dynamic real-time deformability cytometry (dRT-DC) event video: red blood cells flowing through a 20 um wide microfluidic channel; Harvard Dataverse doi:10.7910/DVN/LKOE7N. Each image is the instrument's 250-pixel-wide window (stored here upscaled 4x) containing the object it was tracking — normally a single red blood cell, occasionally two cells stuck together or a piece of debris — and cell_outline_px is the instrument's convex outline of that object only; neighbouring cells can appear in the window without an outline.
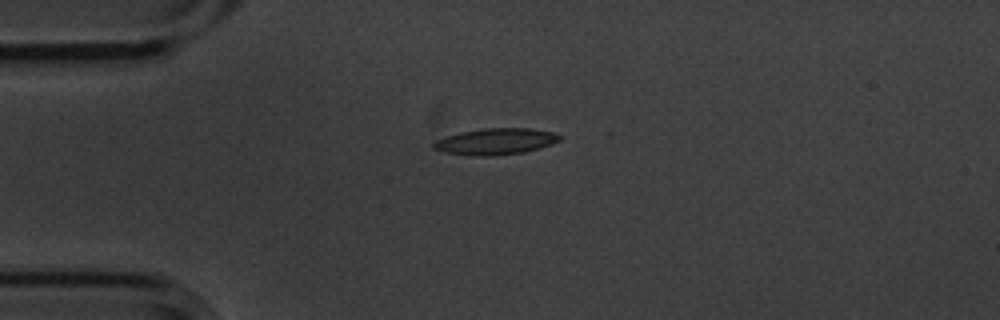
{"species": "common noctule bat (a hibernating species)", "species_latin": "Nyctalus noctula", "temperature_condition": "cold", "stored_images_in_passage": 7, "camera_frame_rate_fps": 3000, "um_per_image_px": 0.085, "animal": {"sex": "male", "body_mass_g": 20.1, "forearm_length_mm": 53.5}, "frame": {"image": 1, "passage_image": 4, "time_ms": 1.0, "image_size_px": [1000, 320], "cell_outline_px": [[560, 140], [552, 144], [524, 152], [488, 156], [480, 156], [444, 152], [432, 148], [432, 144], [436, 140], [460, 132], [484, 128], [528, 128], [552, 132], [560, 136]], "centroid_in_image_um": [42.11, 12.02], "position_along_channel_um": 42.9, "area_um2": 19.07}}
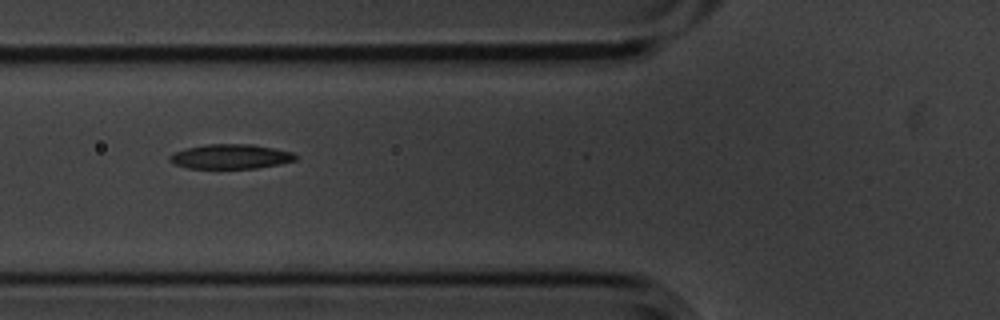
{"frame": {"image": 2, "passage_image": 6, "time_ms": 1.667, "image_size_px": [1000, 320], "cell_outline_px": [[296, 160], [280, 164], [256, 168], [188, 168], [176, 164], [168, 160], [168, 156], [184, 148], [204, 144], [252, 144], [292, 152], [296, 156]], "centroid_in_image_um": [19.58, 13.3], "position_along_channel_um": 106.2, "area_um2": 17.98}}
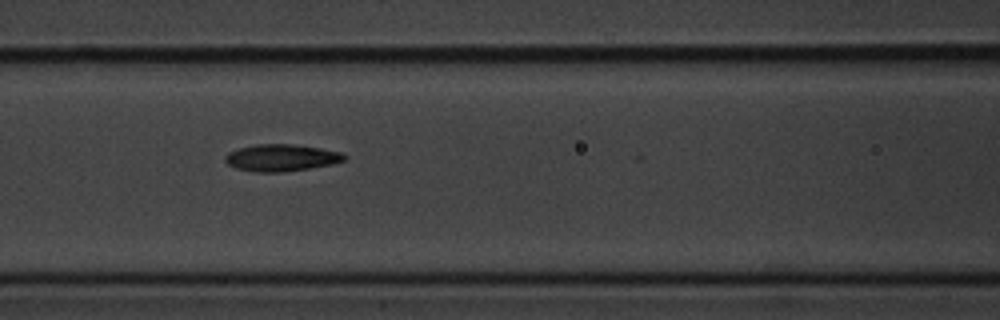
{"frame": {"image": 3, "passage_image": 7, "time_ms": 2.0, "image_size_px": [1000, 320], "cell_outline_px": [[348, 156], [344, 160], [332, 164], [284, 172], [256, 172], [236, 168], [228, 164], [224, 160], [224, 156], [228, 152], [240, 148], [256, 144], [292, 144], [320, 148], [344, 152]], "centroid_in_image_um": [23.92, 13.4], "position_along_channel_um": 142.7, "area_um2": 18.73}}